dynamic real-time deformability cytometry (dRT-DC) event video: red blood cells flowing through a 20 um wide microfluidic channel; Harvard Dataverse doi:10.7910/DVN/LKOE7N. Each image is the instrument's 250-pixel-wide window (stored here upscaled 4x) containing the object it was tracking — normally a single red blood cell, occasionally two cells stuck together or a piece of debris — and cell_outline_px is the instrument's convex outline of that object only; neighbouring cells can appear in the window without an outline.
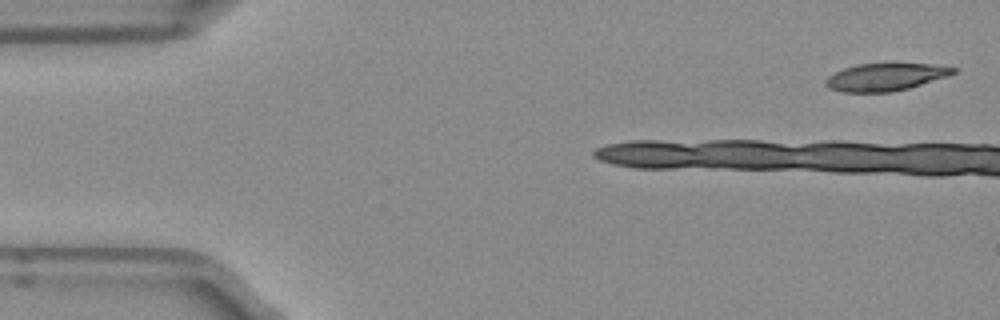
{"species": "Egyptian fruit bat (a non-hibernating species)", "species_latin": "Rousettus aegyptiacus", "temperature_condition": "room temperature", "stored_images_in_passage": 6, "camera_frame_rate_fps": 3000, "um_per_image_px": 0.085, "frame": {"image": 1, "passage_image": 1, "time_ms": 0.0, "image_size_px": [1000, 320], "cell_outline_px": [[956, 72], [948, 76], [908, 88], [892, 92], [840, 92], [828, 88], [824, 84], [824, 80], [828, 76], [844, 68], [856, 64], [932, 64], [956, 68]], "centroid_in_image_um": [75.22, 6.55], "position_along_channel_um": 9.8, "area_um2": 20.35}}